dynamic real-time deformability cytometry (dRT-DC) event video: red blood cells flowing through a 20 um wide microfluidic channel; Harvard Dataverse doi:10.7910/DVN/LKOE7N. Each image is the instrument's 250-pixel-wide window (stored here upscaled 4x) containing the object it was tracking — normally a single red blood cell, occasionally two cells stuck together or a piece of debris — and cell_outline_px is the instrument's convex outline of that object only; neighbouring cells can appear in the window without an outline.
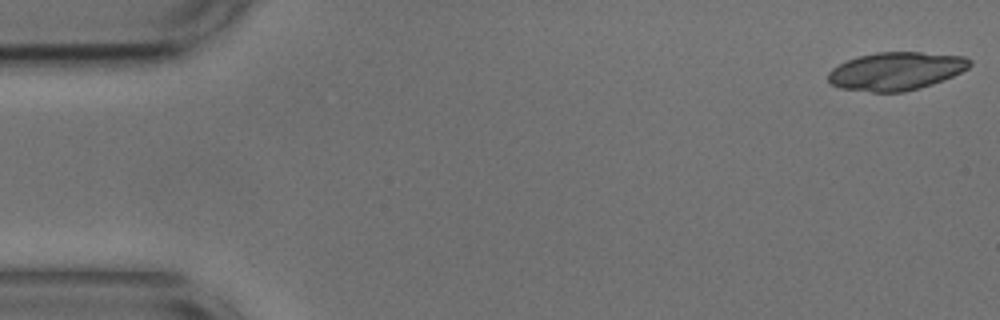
{"species": "common noctule bat (a hibernating species)", "species_latin": "Nyctalus noctula", "temperature_condition": "cold", "stored_images_in_passage": 53, "camera_frame_rate_fps": 3000, "um_per_image_px": 0.085, "animal": {"sex": "male", "body_mass_g": 17.9, "forearm_length_mm": 54.2}, "frame": {"image": 1, "passage_image": 1, "time_ms": 0.0, "image_size_px": [1000, 320], "cell_outline_px": [[972, 64], [968, 68], [944, 80], [920, 88], [904, 92], [872, 92], [840, 88], [832, 84], [828, 80], [828, 72], [832, 68], [848, 60], [860, 56], [876, 52], [920, 52], [964, 56], [972, 60]], "centroid_in_image_um": [76.18, 6.04], "position_along_channel_um": 8.8, "area_um2": 31.39}}
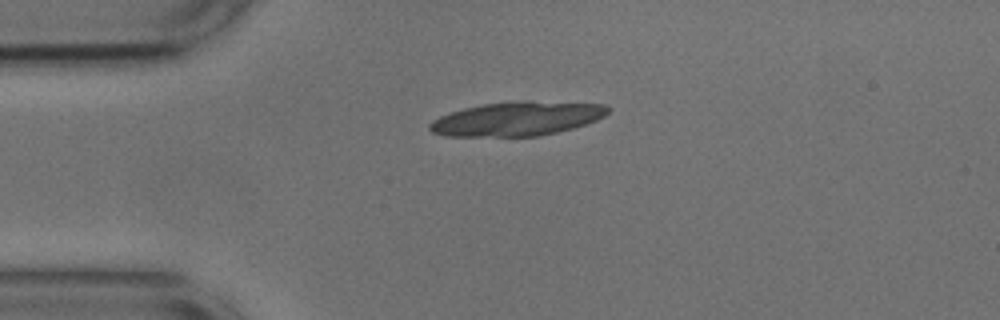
{"frame": {"image": 2, "passage_image": 12, "time_ms": 3.667, "image_size_px": [1000, 320], "cell_outline_px": [[612, 108], [604, 116], [596, 120], [572, 128], [556, 132], [536, 136], [444, 136], [432, 132], [428, 128], [428, 124], [432, 120], [440, 116], [464, 108], [484, 104], [516, 100], [524, 100], [604, 104]], "centroid_in_image_um": [43.94, 10.08], "position_along_channel_um": 41.1, "area_um2": 35.43}}